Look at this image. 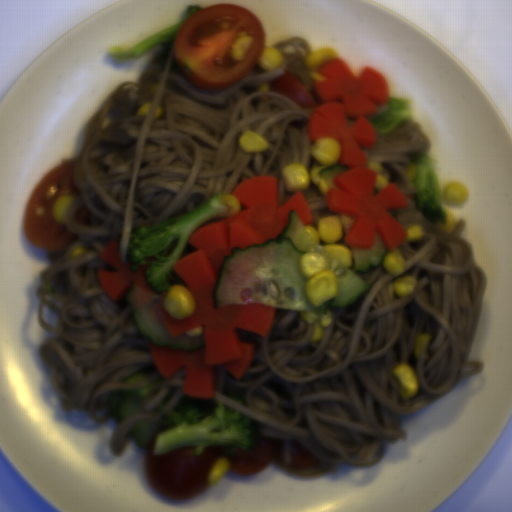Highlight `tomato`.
<instances>
[{
	"label": "tomato",
	"mask_w": 512,
	"mask_h": 512,
	"mask_svg": "<svg viewBox=\"0 0 512 512\" xmlns=\"http://www.w3.org/2000/svg\"><path fill=\"white\" fill-rule=\"evenodd\" d=\"M79 195L74 162L67 160L48 171L27 202L22 229L29 242L45 250H60L75 241L76 233L55 221L53 209L62 196L73 200Z\"/></svg>",
	"instance_id": "tomato-3"
},
{
	"label": "tomato",
	"mask_w": 512,
	"mask_h": 512,
	"mask_svg": "<svg viewBox=\"0 0 512 512\" xmlns=\"http://www.w3.org/2000/svg\"><path fill=\"white\" fill-rule=\"evenodd\" d=\"M270 88L287 97L301 109H313L318 106L314 97L299 79L287 70L270 82Z\"/></svg>",
	"instance_id": "tomato-4"
},
{
	"label": "tomato",
	"mask_w": 512,
	"mask_h": 512,
	"mask_svg": "<svg viewBox=\"0 0 512 512\" xmlns=\"http://www.w3.org/2000/svg\"><path fill=\"white\" fill-rule=\"evenodd\" d=\"M290 462L292 468L297 470H306L318 466L319 461L299 442L290 441L289 443Z\"/></svg>",
	"instance_id": "tomato-5"
},
{
	"label": "tomato",
	"mask_w": 512,
	"mask_h": 512,
	"mask_svg": "<svg viewBox=\"0 0 512 512\" xmlns=\"http://www.w3.org/2000/svg\"><path fill=\"white\" fill-rule=\"evenodd\" d=\"M253 36L243 60L235 61L232 46ZM265 49V32L255 15L235 4H214L185 19L176 39L174 58L189 83L220 90L235 86L258 64Z\"/></svg>",
	"instance_id": "tomato-1"
},
{
	"label": "tomato",
	"mask_w": 512,
	"mask_h": 512,
	"mask_svg": "<svg viewBox=\"0 0 512 512\" xmlns=\"http://www.w3.org/2000/svg\"><path fill=\"white\" fill-rule=\"evenodd\" d=\"M196 446L155 456L154 444L142 460V472L154 492L171 501H187L198 497L211 485L208 474L222 458L228 469L241 476L263 472L274 460L285 462V441L257 436L252 451L237 449L224 454L221 446H205L199 456H194Z\"/></svg>",
	"instance_id": "tomato-2"
},
{
	"label": "tomato",
	"mask_w": 512,
	"mask_h": 512,
	"mask_svg": "<svg viewBox=\"0 0 512 512\" xmlns=\"http://www.w3.org/2000/svg\"><path fill=\"white\" fill-rule=\"evenodd\" d=\"M91 213L87 206H81L79 209L75 211L74 218L80 226L86 225Z\"/></svg>",
	"instance_id": "tomato-6"
}]
</instances>
